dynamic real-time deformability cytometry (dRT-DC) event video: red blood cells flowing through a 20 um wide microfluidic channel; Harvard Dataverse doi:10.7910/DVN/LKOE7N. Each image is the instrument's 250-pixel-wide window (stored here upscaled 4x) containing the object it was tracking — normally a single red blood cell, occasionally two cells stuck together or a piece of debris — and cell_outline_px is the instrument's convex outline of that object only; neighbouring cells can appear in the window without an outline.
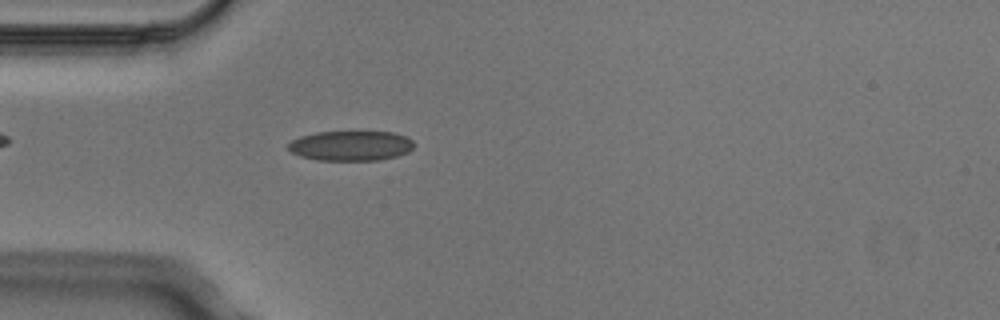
{"species": "Egyptian fruit bat (a non-hibernating species)", "species_latin": "Rousettus aegyptiacus", "temperature_condition": "cold", "stored_images_in_passage": 3, "camera_frame_rate_fps": 3000, "um_per_image_px": 0.085, "animal": {"sex": "male"}, "frame": {"image": 1, "passage_image": 3, "time_ms": 0.667, "image_size_px": [1000, 320], "cell_outline_px": [[412, 148], [408, 152], [396, 156], [380, 160], [316, 160], [300, 156], [292, 152], [288, 148], [288, 144], [292, 140], [300, 136], [316, 132], [392, 132], [404, 136], [412, 140]], "centroid_in_image_um": [29.79, 12.39], "position_along_channel_um": 55.2, "area_um2": 21.79}}